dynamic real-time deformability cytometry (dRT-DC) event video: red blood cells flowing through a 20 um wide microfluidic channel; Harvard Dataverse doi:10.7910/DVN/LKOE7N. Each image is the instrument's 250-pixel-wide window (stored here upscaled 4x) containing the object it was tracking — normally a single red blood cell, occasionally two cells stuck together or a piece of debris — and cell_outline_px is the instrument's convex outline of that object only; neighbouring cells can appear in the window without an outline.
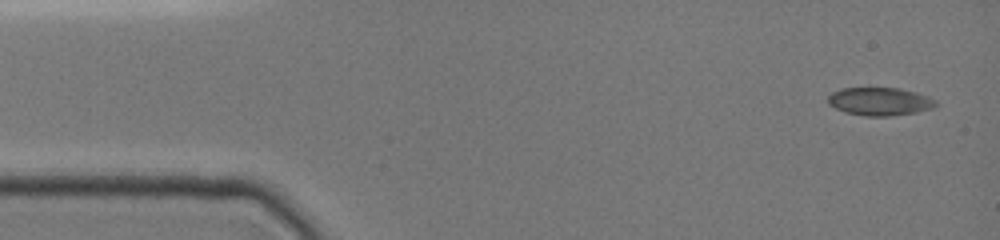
{"species": "common noctule bat (a hibernating species)", "species_latin": "Nyctalus noctula", "temperature_condition": "cold", "stored_images_in_passage": 17, "camera_frame_rate_fps": 3000, "um_per_image_px": 0.085, "animal": {"sex": "female", "body_mass_g": 19.0, "forearm_length_mm": 51.5}, "frame": {"image": 1, "passage_image": 1, "time_ms": 0.0, "image_size_px": [1000, 240], "cell_outline_px": [[936, 104], [932, 108], [912, 112], [888, 116], [868, 116], [848, 112], [836, 108], [828, 104], [828, 96], [832, 92], [844, 88], [896, 88], [912, 92], [936, 100]], "centroid_in_image_um": [74.72, 8.62], "position_along_channel_um": 10.3, "area_um2": 16.99}}
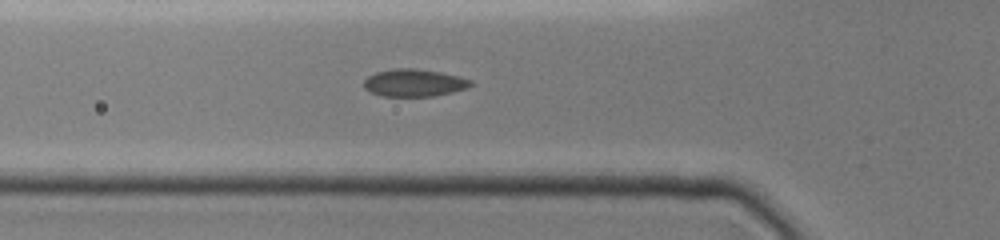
{"frame": {"image": 2, "passage_image": 12, "time_ms": 3.667, "image_size_px": [1000, 240], "cell_outline_px": [[472, 84], [468, 88], [436, 96], [380, 96], [364, 88], [364, 80], [368, 76], [376, 72], [396, 68], [412, 68], [440, 72], [472, 80]], "centroid_in_image_um": [35.19, 7.04], "position_along_channel_um": 90.6, "area_um2": 16.99}}
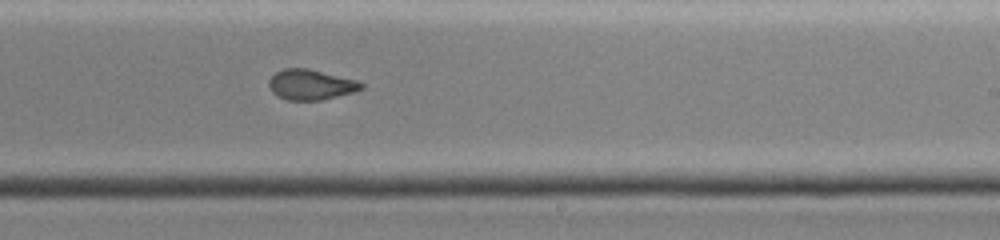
{"frame": {"image": 3, "passage_image": 17, "time_ms": 5.333, "image_size_px": [1000, 240], "cell_outline_px": [[364, 88], [352, 92], [320, 100], [288, 100], [272, 92], [268, 84], [268, 80], [276, 72], [284, 68], [308, 68], [356, 80], [364, 84]], "centroid_in_image_um": [26.4, 7.18], "position_along_channel_um": 262.6, "area_um2": 16.13}}